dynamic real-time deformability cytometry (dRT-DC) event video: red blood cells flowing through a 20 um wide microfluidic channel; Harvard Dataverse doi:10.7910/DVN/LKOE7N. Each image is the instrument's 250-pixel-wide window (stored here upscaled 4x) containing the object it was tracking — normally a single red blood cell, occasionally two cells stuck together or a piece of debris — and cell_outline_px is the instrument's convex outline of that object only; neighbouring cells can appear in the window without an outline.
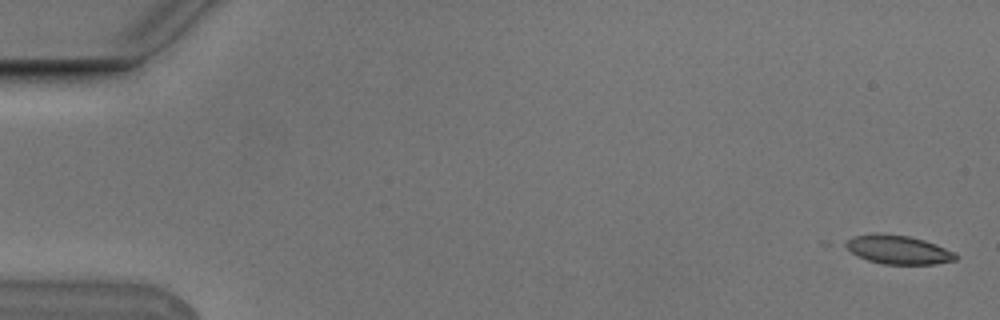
{"species": "Egyptian fruit bat (a non-hibernating species)", "species_latin": "Rousettus aegyptiacus", "temperature_condition": "cold", "stored_images_in_passage": 5, "camera_frame_rate_fps": 3000, "um_per_image_px": 0.085, "animal": {"sex": "male"}, "frame": {"image": 1, "passage_image": 1, "time_ms": 0.0, "image_size_px": [1000, 320], "cell_outline_px": [[960, 256], [956, 260], [936, 264], [884, 264], [868, 260], [856, 256], [840, 244], [852, 236], [872, 232], [884, 232], [908, 236], [924, 240], [936, 244], [956, 252]], "centroid_in_image_um": [76.3, 21.2], "position_along_channel_um": 8.7, "area_um2": 19.07}}